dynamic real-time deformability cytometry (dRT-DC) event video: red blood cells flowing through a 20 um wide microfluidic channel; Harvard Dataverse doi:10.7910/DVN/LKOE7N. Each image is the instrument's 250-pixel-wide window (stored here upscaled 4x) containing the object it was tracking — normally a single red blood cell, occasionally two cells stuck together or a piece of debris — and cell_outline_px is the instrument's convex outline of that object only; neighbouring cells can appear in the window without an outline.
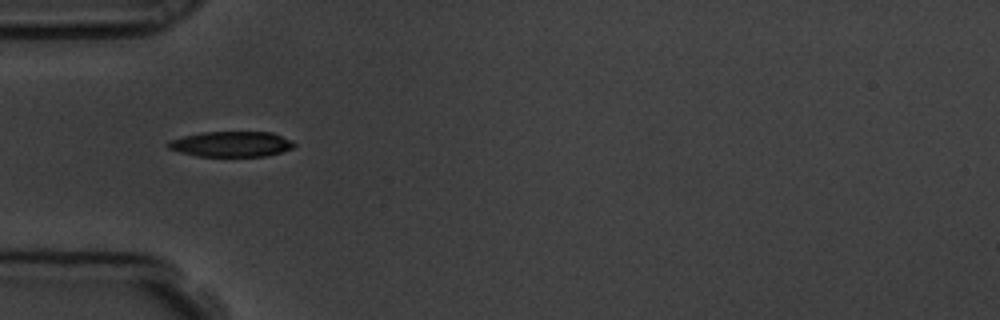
{"species": "common noctule bat (a hibernating species)", "species_latin": "Nyctalus noctula", "temperature_condition": "room temperature", "stored_images_in_passage": 37, "camera_frame_rate_fps": 3000, "um_per_image_px": 0.085, "animal": {"sex": "male", "body_mass_g": 19.5, "forearm_length_mm": 54.6}, "frame": {"image": 1, "passage_image": 1, "time_ms": 0.0, "image_size_px": [1000, 320], "cell_outline_px": [[296, 144], [292, 148], [280, 152], [264, 156], [196, 156], [180, 152], [168, 148], [168, 144], [172, 140], [184, 136], [200, 132], [272, 132], [292, 140]], "centroid_in_image_um": [19.69, 12.24], "position_along_channel_um": 65.3, "area_um2": 18.5}}
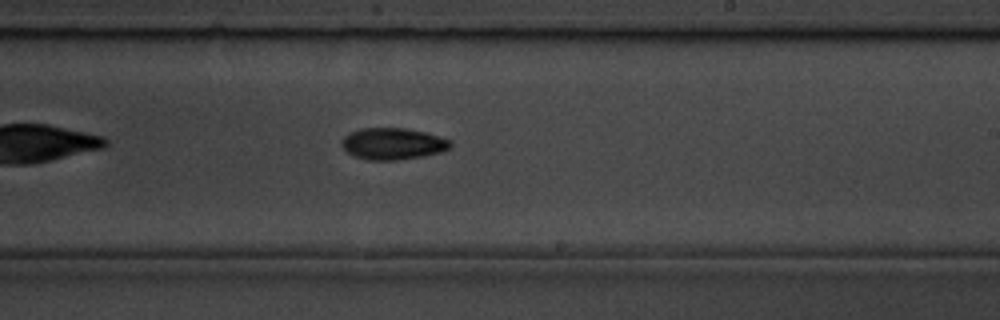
{"frame": {"image": 2, "passage_image": 16, "time_ms": 5.0, "image_size_px": [1000, 320], "cell_outline_px": [[452, 144], [448, 148], [440, 152], [424, 156], [400, 160], [368, 160], [352, 156], [340, 144], [340, 140], [348, 132], [360, 128], [404, 128], [424, 132], [452, 140]], "centroid_in_image_um": [33.35, 12.22], "position_along_channel_um": 255.7, "area_um2": 20.23}, "authors_computed_cell_mechanics": {"area_um2": 18.9584, "velocity_mm_per_s": 3.8245, "shape_relaxation_time_tau1_ms": 1.9766, "shape_relaxation_time_tau2_ms": null, "deformation_change_tau1": 0.1166, "deformation_change_tau2": null}}